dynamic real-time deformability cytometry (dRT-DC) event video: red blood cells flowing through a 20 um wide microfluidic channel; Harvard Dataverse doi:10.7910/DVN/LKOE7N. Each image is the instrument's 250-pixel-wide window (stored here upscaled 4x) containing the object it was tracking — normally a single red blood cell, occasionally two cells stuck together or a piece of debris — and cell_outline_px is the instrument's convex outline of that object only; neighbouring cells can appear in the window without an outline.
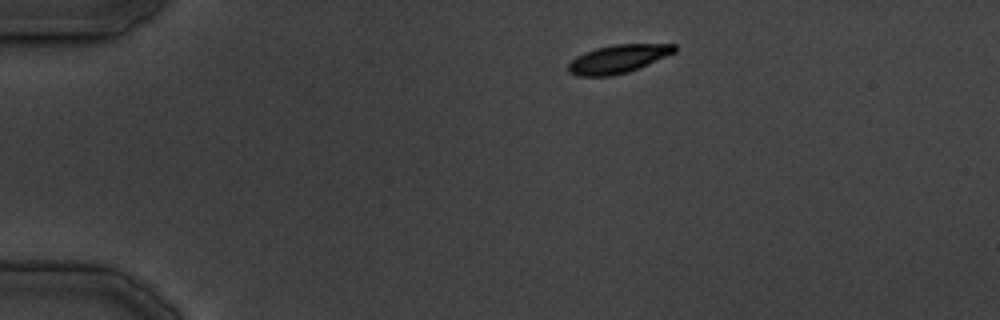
{"species": "common noctule bat (a hibernating species)", "species_latin": "Nyctalus noctula", "temperature_condition": "cold", "stored_images_in_passage": 31, "camera_frame_rate_fps": 3000, "um_per_image_px": 0.085, "animal": {"sex": "male", "body_mass_g": 19.5, "forearm_length_mm": 54.6}, "frame": {"image": 1, "passage_image": 1, "time_ms": 0.0, "image_size_px": [1000, 320], "cell_outline_px": [[676, 52], [640, 68], [628, 72], [612, 76], [576, 76], [568, 72], [568, 64], [576, 56], [596, 48], [616, 44], [676, 44]], "centroid_in_image_um": [52.54, 5.02], "position_along_channel_um": 32.5, "area_um2": 17.57}}
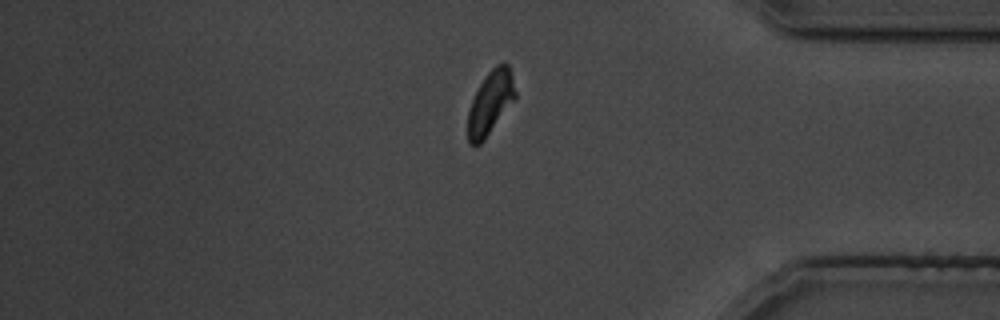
{"frame": {"image": 2, "passage_image": 25, "time_ms": 30.333, "image_size_px": [1000, 320], "cell_outline_px": [[516, 96], [484, 140], [480, 144], [468, 144], [468, 112], [472, 100], [480, 84], [488, 72], [496, 64], [504, 60], [508, 64], [512, 76], [516, 92]], "centroid_in_image_um": [41.68, 8.69], "position_along_channel_um": 393.5, "area_um2": 17.22}}
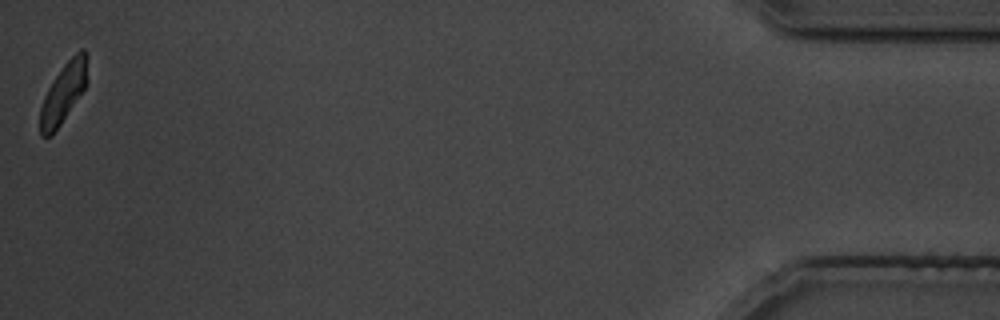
{"frame": {"image": 3, "passage_image": 31, "time_ms": 37.333, "image_size_px": [1000, 320], "cell_outline_px": [[88, 84], [52, 136], [40, 136], [40, 108], [44, 96], [48, 88], [64, 64], [80, 48], [84, 48], [88, 80]], "centroid_in_image_um": [5.39, 7.92], "position_along_channel_um": 429.8, "area_um2": 16.3}}